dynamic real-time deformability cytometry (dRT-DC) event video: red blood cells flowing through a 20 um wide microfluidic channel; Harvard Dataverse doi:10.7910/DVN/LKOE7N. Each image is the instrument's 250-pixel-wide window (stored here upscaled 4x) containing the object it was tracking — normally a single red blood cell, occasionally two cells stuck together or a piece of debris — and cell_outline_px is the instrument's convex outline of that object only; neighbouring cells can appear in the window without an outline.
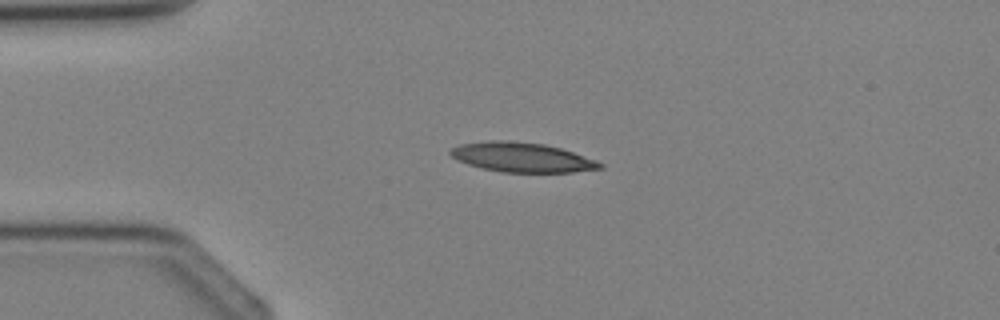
{"species": "Egyptian fruit bat (a non-hibernating species)", "species_latin": "Rousettus aegyptiacus", "temperature_condition": "cold", "stored_images_in_passage": 1, "camera_frame_rate_fps": 3000, "um_per_image_px": 0.085, "animal": {"sex": "female"}, "frame": {"image": 1, "passage_image": 1, "time_ms": 0.0, "image_size_px": [1000, 320], "cell_outline_px": [[604, 168], [572, 172], [500, 172], [468, 164], [456, 160], [448, 152], [452, 148], [460, 144], [488, 140], [512, 140], [544, 144], [560, 148], [596, 160], [604, 164]], "centroid_in_image_um": [44.35, 13.36], "position_along_channel_um": 40.6, "area_um2": 25.78}}